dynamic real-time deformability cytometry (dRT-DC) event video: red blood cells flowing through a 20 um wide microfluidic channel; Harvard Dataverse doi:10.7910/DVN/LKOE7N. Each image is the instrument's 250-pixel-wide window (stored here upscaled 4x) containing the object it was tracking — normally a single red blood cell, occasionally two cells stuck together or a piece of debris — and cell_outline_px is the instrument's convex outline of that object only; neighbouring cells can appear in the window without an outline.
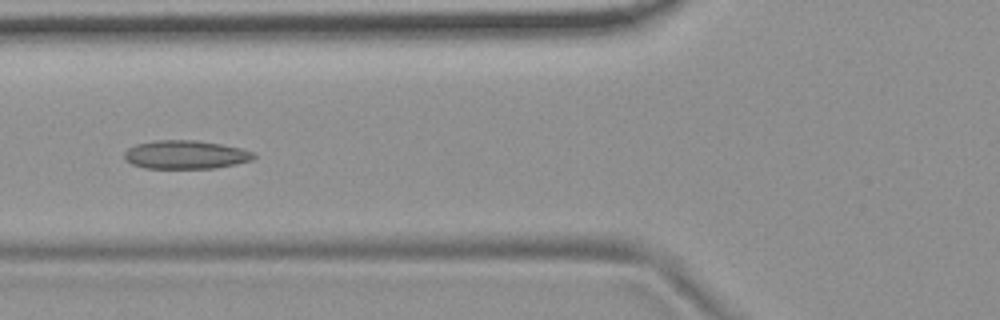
{"species": "common noctule bat (a hibernating species)", "species_latin": "Nyctalus noctula", "temperature_condition": "room temperature", "stored_images_in_passage": 9, "camera_frame_rate_fps": 3000, "um_per_image_px": 0.085, "animal": {"sex": "female", "body_mass_g": 19.9}, "frame": {"image": 1, "passage_image": 6, "time_ms": 1.667, "image_size_px": [1000, 320], "cell_outline_px": [[256, 156], [252, 160], [236, 164], [216, 168], [144, 168], [132, 164], [124, 160], [124, 152], [128, 148], [136, 144], [156, 140], [196, 140], [220, 144], [240, 148], [256, 152]], "centroid_in_image_um": [15.77, 13.15], "position_along_channel_um": 110.0, "area_um2": 21.62}}
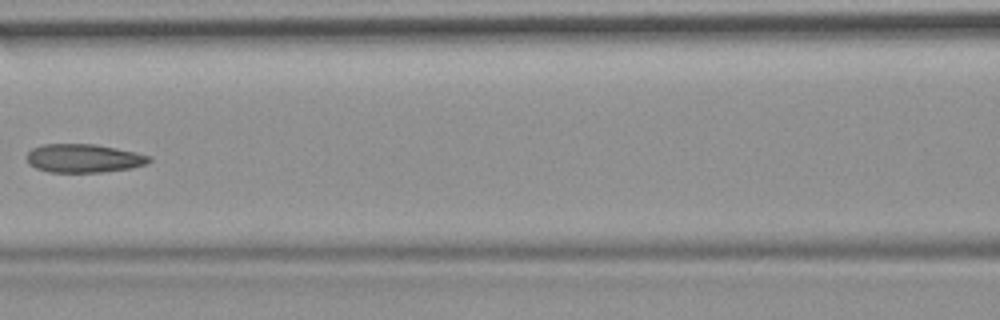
{"frame": {"image": 2, "passage_image": 7, "time_ms": 2.0, "image_size_px": [1000, 320], "cell_outline_px": [[152, 160], [148, 164], [132, 168], [100, 172], [48, 172], [36, 168], [28, 164], [24, 156], [32, 148], [44, 144], [96, 144], [136, 152], [152, 156]], "centroid_in_image_um": [7.11, 13.45], "position_along_channel_um": 159.5, "area_um2": 20.63}}